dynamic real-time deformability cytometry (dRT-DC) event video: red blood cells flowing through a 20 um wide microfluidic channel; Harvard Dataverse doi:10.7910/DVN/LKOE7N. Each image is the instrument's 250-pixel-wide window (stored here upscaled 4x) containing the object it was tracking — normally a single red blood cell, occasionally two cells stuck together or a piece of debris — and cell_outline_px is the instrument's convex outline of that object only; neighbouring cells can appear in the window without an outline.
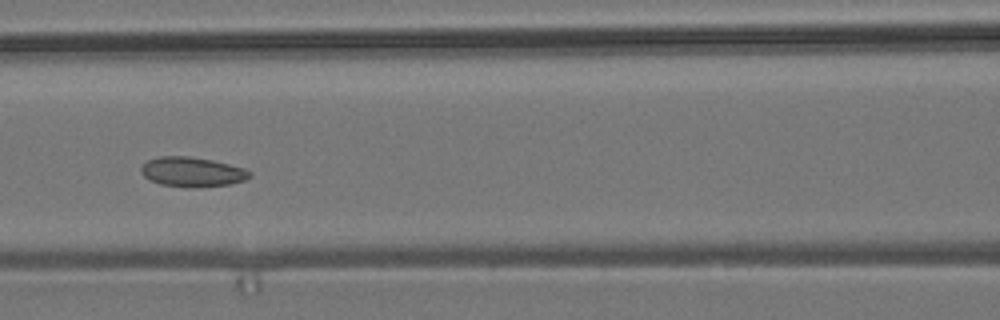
{"species": "common noctule bat (a hibernating species)", "species_latin": "Nyctalus noctula", "temperature_condition": "room temperature", "stored_images_in_passage": 10, "segment_of_instrument_passage": [1, 2], "camera_frame_rate_fps": 3000, "um_per_image_px": 0.085, "animal": {"sex": "male", "body_mass_g": 19.2, "forearm_length_mm": 51.8}, "frame": {"image": 1, "passage_image": 7, "time_ms": 2.0, "image_size_px": [1000, 320], "cell_outline_px": [[252, 176], [244, 180], [232, 184], [160, 184], [144, 176], [140, 172], [140, 168], [148, 160], [160, 156], [188, 156], [212, 160], [244, 168], [252, 172]], "centroid_in_image_um": [16.35, 14.55], "position_along_channel_um": 150.3, "area_um2": 17.74}}